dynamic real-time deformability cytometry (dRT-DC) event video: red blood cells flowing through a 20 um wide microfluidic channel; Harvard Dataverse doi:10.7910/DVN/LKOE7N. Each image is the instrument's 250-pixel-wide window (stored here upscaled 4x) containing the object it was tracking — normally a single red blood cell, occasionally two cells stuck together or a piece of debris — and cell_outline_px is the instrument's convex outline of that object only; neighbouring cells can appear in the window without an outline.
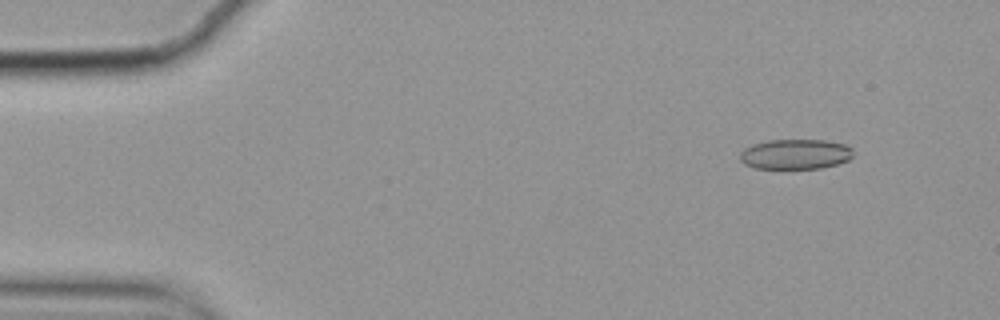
{"species": "common noctule bat (a hibernating species)", "species_latin": "Nyctalus noctula", "temperature_condition": "cold", "stored_images_in_passage": 15, "camera_frame_rate_fps": 3000, "um_per_image_px": 0.085, "animal": {"sex": "female", "body_mass_g": 19.9}, "frame": {"image": 1, "passage_image": 5, "time_ms": 1.333, "image_size_px": [1000, 320], "cell_outline_px": [[852, 156], [848, 160], [836, 164], [820, 168], [756, 168], [744, 164], [740, 160], [740, 152], [744, 148], [752, 144], [768, 140], [824, 140], [844, 144], [852, 148]], "centroid_in_image_um": [67.58, 13.1], "position_along_channel_um": 17.4, "area_um2": 19.77}}